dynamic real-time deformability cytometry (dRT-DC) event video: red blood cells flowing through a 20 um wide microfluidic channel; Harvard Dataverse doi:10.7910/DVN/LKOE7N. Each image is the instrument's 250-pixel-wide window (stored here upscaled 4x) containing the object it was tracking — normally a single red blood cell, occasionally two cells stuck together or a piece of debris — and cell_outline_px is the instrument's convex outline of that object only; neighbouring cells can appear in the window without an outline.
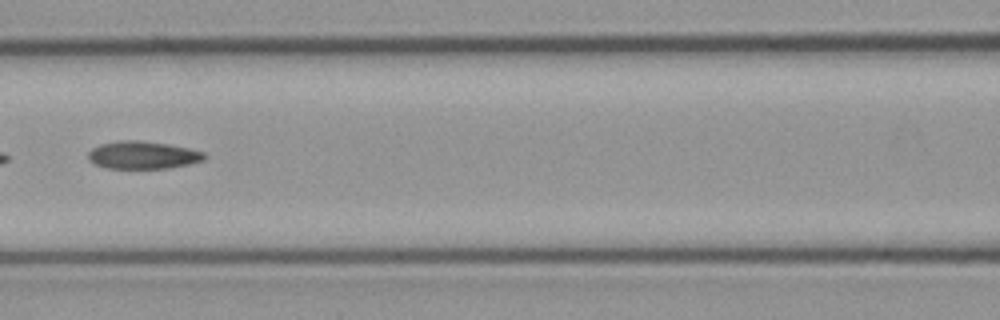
{"species": "common noctule bat (a hibernating species)", "species_latin": "Nyctalus noctula", "temperature_condition": "cold", "stored_images_in_passage": 6, "camera_frame_rate_fps": 3000, "um_per_image_px": 0.085, "animal": {"sex": "male", "body_mass_g": 23.1, "forearm_length_mm": 52.7}, "frame": {"image": 1, "passage_image": 4, "time_ms": 1.0, "image_size_px": [1000, 320], "cell_outline_px": [[208, 156], [204, 160], [188, 164], [168, 168], [108, 168], [96, 164], [88, 160], [88, 152], [92, 148], [100, 144], [120, 140], [140, 140], [168, 144], [188, 148], [204, 152]], "centroid_in_image_um": [12.14, 13.17], "position_along_channel_um": 154.5, "area_um2": 18.73}}
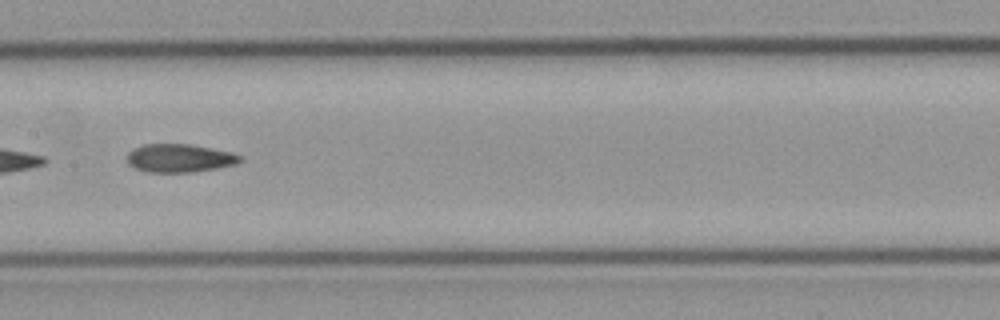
{"frame": {"image": 2, "passage_image": 5, "time_ms": 1.333, "image_size_px": [1000, 320], "cell_outline_px": [[240, 160], [236, 164], [216, 168], [192, 172], [148, 172], [136, 168], [128, 164], [128, 152], [132, 148], [144, 144], [188, 144], [212, 148], [232, 152], [240, 156]], "centroid_in_image_um": [15.23, 13.43], "position_along_channel_um": 192.2, "area_um2": 18.5}}
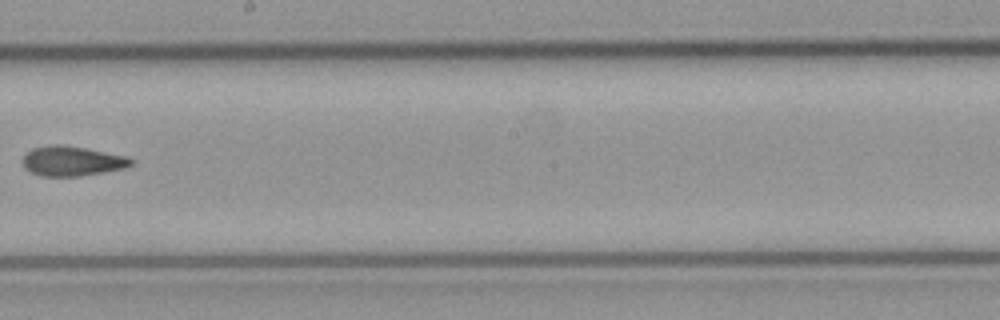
{"frame": {"image": 3, "passage_image": 6, "time_ms": 1.667, "image_size_px": [1000, 320], "cell_outline_px": [[132, 164], [124, 168], [80, 176], [40, 176], [24, 168], [24, 156], [32, 148], [52, 144], [64, 144], [88, 148], [128, 156], [132, 160]], "centroid_in_image_um": [6.13, 13.67], "position_along_channel_um": 242.1, "area_um2": 18.84}}